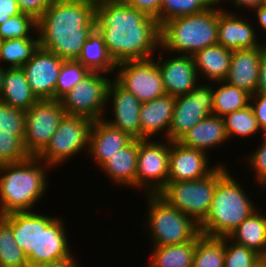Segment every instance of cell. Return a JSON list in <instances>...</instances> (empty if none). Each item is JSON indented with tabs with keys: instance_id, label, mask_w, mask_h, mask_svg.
<instances>
[{
	"instance_id": "cell-1",
	"label": "cell",
	"mask_w": 266,
	"mask_h": 267,
	"mask_svg": "<svg viewBox=\"0 0 266 267\" xmlns=\"http://www.w3.org/2000/svg\"><path fill=\"white\" fill-rule=\"evenodd\" d=\"M96 29L116 64L152 59L160 48V26L156 19L122 0L95 5Z\"/></svg>"
},
{
	"instance_id": "cell-2",
	"label": "cell",
	"mask_w": 266,
	"mask_h": 267,
	"mask_svg": "<svg viewBox=\"0 0 266 267\" xmlns=\"http://www.w3.org/2000/svg\"><path fill=\"white\" fill-rule=\"evenodd\" d=\"M96 29L95 5L78 0H53L37 20L39 46L65 61L77 60L84 42Z\"/></svg>"
},
{
	"instance_id": "cell-3",
	"label": "cell",
	"mask_w": 266,
	"mask_h": 267,
	"mask_svg": "<svg viewBox=\"0 0 266 267\" xmlns=\"http://www.w3.org/2000/svg\"><path fill=\"white\" fill-rule=\"evenodd\" d=\"M48 168L51 167L33 156L22 162L0 165V216L32 211L48 189Z\"/></svg>"
},
{
	"instance_id": "cell-4",
	"label": "cell",
	"mask_w": 266,
	"mask_h": 267,
	"mask_svg": "<svg viewBox=\"0 0 266 267\" xmlns=\"http://www.w3.org/2000/svg\"><path fill=\"white\" fill-rule=\"evenodd\" d=\"M224 9L214 5L194 15L173 18L160 26V49L193 56L205 47L218 44V14Z\"/></svg>"
},
{
	"instance_id": "cell-5",
	"label": "cell",
	"mask_w": 266,
	"mask_h": 267,
	"mask_svg": "<svg viewBox=\"0 0 266 267\" xmlns=\"http://www.w3.org/2000/svg\"><path fill=\"white\" fill-rule=\"evenodd\" d=\"M228 171L216 184L208 214L199 224L200 233L228 237L246 218L259 209Z\"/></svg>"
},
{
	"instance_id": "cell-6",
	"label": "cell",
	"mask_w": 266,
	"mask_h": 267,
	"mask_svg": "<svg viewBox=\"0 0 266 267\" xmlns=\"http://www.w3.org/2000/svg\"><path fill=\"white\" fill-rule=\"evenodd\" d=\"M146 225L152 246L176 245L192 241L199 233V225L179 209L169 205L158 194H146Z\"/></svg>"
},
{
	"instance_id": "cell-7",
	"label": "cell",
	"mask_w": 266,
	"mask_h": 267,
	"mask_svg": "<svg viewBox=\"0 0 266 267\" xmlns=\"http://www.w3.org/2000/svg\"><path fill=\"white\" fill-rule=\"evenodd\" d=\"M218 164L217 168L204 178L167 181L158 195L199 225L209 212L217 182L229 171L225 165Z\"/></svg>"
},
{
	"instance_id": "cell-8",
	"label": "cell",
	"mask_w": 266,
	"mask_h": 267,
	"mask_svg": "<svg viewBox=\"0 0 266 267\" xmlns=\"http://www.w3.org/2000/svg\"><path fill=\"white\" fill-rule=\"evenodd\" d=\"M93 122L86 117L65 114L49 144L37 157L55 168L82 150H88Z\"/></svg>"
},
{
	"instance_id": "cell-9",
	"label": "cell",
	"mask_w": 266,
	"mask_h": 267,
	"mask_svg": "<svg viewBox=\"0 0 266 267\" xmlns=\"http://www.w3.org/2000/svg\"><path fill=\"white\" fill-rule=\"evenodd\" d=\"M101 72H89L71 91L59 100L67 115L82 116L93 121L101 120L107 105L110 79Z\"/></svg>"
},
{
	"instance_id": "cell-10",
	"label": "cell",
	"mask_w": 266,
	"mask_h": 267,
	"mask_svg": "<svg viewBox=\"0 0 266 267\" xmlns=\"http://www.w3.org/2000/svg\"><path fill=\"white\" fill-rule=\"evenodd\" d=\"M164 141L138 140L136 188L145 195L158 194L167 184L171 141Z\"/></svg>"
},
{
	"instance_id": "cell-11",
	"label": "cell",
	"mask_w": 266,
	"mask_h": 267,
	"mask_svg": "<svg viewBox=\"0 0 266 267\" xmlns=\"http://www.w3.org/2000/svg\"><path fill=\"white\" fill-rule=\"evenodd\" d=\"M114 80L141 103L164 96L162 75L156 58L117 64Z\"/></svg>"
},
{
	"instance_id": "cell-12",
	"label": "cell",
	"mask_w": 266,
	"mask_h": 267,
	"mask_svg": "<svg viewBox=\"0 0 266 267\" xmlns=\"http://www.w3.org/2000/svg\"><path fill=\"white\" fill-rule=\"evenodd\" d=\"M65 111L60 100H38L26 111L24 145L30 156L37 157L49 144Z\"/></svg>"
},
{
	"instance_id": "cell-13",
	"label": "cell",
	"mask_w": 266,
	"mask_h": 267,
	"mask_svg": "<svg viewBox=\"0 0 266 267\" xmlns=\"http://www.w3.org/2000/svg\"><path fill=\"white\" fill-rule=\"evenodd\" d=\"M213 115V86L197 84L189 94L175 97L168 140L178 142L191 128Z\"/></svg>"
},
{
	"instance_id": "cell-14",
	"label": "cell",
	"mask_w": 266,
	"mask_h": 267,
	"mask_svg": "<svg viewBox=\"0 0 266 267\" xmlns=\"http://www.w3.org/2000/svg\"><path fill=\"white\" fill-rule=\"evenodd\" d=\"M62 218L50 217L38 213L37 253H30L26 258L29 267L42 263L56 262L75 258L70 252L69 240Z\"/></svg>"
},
{
	"instance_id": "cell-15",
	"label": "cell",
	"mask_w": 266,
	"mask_h": 267,
	"mask_svg": "<svg viewBox=\"0 0 266 267\" xmlns=\"http://www.w3.org/2000/svg\"><path fill=\"white\" fill-rule=\"evenodd\" d=\"M64 61L39 46L32 58L21 67L38 100H55L57 79Z\"/></svg>"
},
{
	"instance_id": "cell-16",
	"label": "cell",
	"mask_w": 266,
	"mask_h": 267,
	"mask_svg": "<svg viewBox=\"0 0 266 267\" xmlns=\"http://www.w3.org/2000/svg\"><path fill=\"white\" fill-rule=\"evenodd\" d=\"M106 102H112L114 119H108V121L104 117L103 120L131 138L141 140L140 107L142 103L139 99L112 79L108 85Z\"/></svg>"
},
{
	"instance_id": "cell-17",
	"label": "cell",
	"mask_w": 266,
	"mask_h": 267,
	"mask_svg": "<svg viewBox=\"0 0 266 267\" xmlns=\"http://www.w3.org/2000/svg\"><path fill=\"white\" fill-rule=\"evenodd\" d=\"M209 157L204 151L188 148L179 142L170 143L167 181L198 180L211 174L218 165L209 167Z\"/></svg>"
},
{
	"instance_id": "cell-18",
	"label": "cell",
	"mask_w": 266,
	"mask_h": 267,
	"mask_svg": "<svg viewBox=\"0 0 266 267\" xmlns=\"http://www.w3.org/2000/svg\"><path fill=\"white\" fill-rule=\"evenodd\" d=\"M156 61L166 94L174 97L187 95L197 85L199 77L192 56L179 54L164 60L159 54Z\"/></svg>"
},
{
	"instance_id": "cell-19",
	"label": "cell",
	"mask_w": 266,
	"mask_h": 267,
	"mask_svg": "<svg viewBox=\"0 0 266 267\" xmlns=\"http://www.w3.org/2000/svg\"><path fill=\"white\" fill-rule=\"evenodd\" d=\"M225 10L222 9L218 14L219 45L230 50L253 49L264 45L257 38L256 29L251 23L241 18L240 14Z\"/></svg>"
},
{
	"instance_id": "cell-20",
	"label": "cell",
	"mask_w": 266,
	"mask_h": 267,
	"mask_svg": "<svg viewBox=\"0 0 266 267\" xmlns=\"http://www.w3.org/2000/svg\"><path fill=\"white\" fill-rule=\"evenodd\" d=\"M265 50L266 43L262 47L253 49L232 50L229 73L225 81L254 95L259 78L261 56Z\"/></svg>"
},
{
	"instance_id": "cell-21",
	"label": "cell",
	"mask_w": 266,
	"mask_h": 267,
	"mask_svg": "<svg viewBox=\"0 0 266 267\" xmlns=\"http://www.w3.org/2000/svg\"><path fill=\"white\" fill-rule=\"evenodd\" d=\"M174 107L175 97L169 94L143 102L140 107L141 140L156 137L160 132L164 134L163 139H168Z\"/></svg>"
},
{
	"instance_id": "cell-22",
	"label": "cell",
	"mask_w": 266,
	"mask_h": 267,
	"mask_svg": "<svg viewBox=\"0 0 266 267\" xmlns=\"http://www.w3.org/2000/svg\"><path fill=\"white\" fill-rule=\"evenodd\" d=\"M133 138L123 131L113 128L103 119L93 122L88 152L100 167L109 157L118 150L127 146Z\"/></svg>"
},
{
	"instance_id": "cell-23",
	"label": "cell",
	"mask_w": 266,
	"mask_h": 267,
	"mask_svg": "<svg viewBox=\"0 0 266 267\" xmlns=\"http://www.w3.org/2000/svg\"><path fill=\"white\" fill-rule=\"evenodd\" d=\"M138 140L133 139L127 146L115 152L99 168L117 185L136 188Z\"/></svg>"
},
{
	"instance_id": "cell-24",
	"label": "cell",
	"mask_w": 266,
	"mask_h": 267,
	"mask_svg": "<svg viewBox=\"0 0 266 267\" xmlns=\"http://www.w3.org/2000/svg\"><path fill=\"white\" fill-rule=\"evenodd\" d=\"M227 140L223 118L210 115L199 121L178 142L185 147L208 153L209 148L219 147Z\"/></svg>"
},
{
	"instance_id": "cell-25",
	"label": "cell",
	"mask_w": 266,
	"mask_h": 267,
	"mask_svg": "<svg viewBox=\"0 0 266 267\" xmlns=\"http://www.w3.org/2000/svg\"><path fill=\"white\" fill-rule=\"evenodd\" d=\"M231 55L232 50L219 44L196 52L192 57L198 77L204 76L214 85L216 82L225 81L229 73Z\"/></svg>"
},
{
	"instance_id": "cell-26",
	"label": "cell",
	"mask_w": 266,
	"mask_h": 267,
	"mask_svg": "<svg viewBox=\"0 0 266 267\" xmlns=\"http://www.w3.org/2000/svg\"><path fill=\"white\" fill-rule=\"evenodd\" d=\"M0 100L10 107L24 111L38 101L22 68H4Z\"/></svg>"
},
{
	"instance_id": "cell-27",
	"label": "cell",
	"mask_w": 266,
	"mask_h": 267,
	"mask_svg": "<svg viewBox=\"0 0 266 267\" xmlns=\"http://www.w3.org/2000/svg\"><path fill=\"white\" fill-rule=\"evenodd\" d=\"M228 237L266 260V214L263 212L255 210Z\"/></svg>"
},
{
	"instance_id": "cell-28",
	"label": "cell",
	"mask_w": 266,
	"mask_h": 267,
	"mask_svg": "<svg viewBox=\"0 0 266 267\" xmlns=\"http://www.w3.org/2000/svg\"><path fill=\"white\" fill-rule=\"evenodd\" d=\"M90 72L111 73L117 64L109 55L103 36L97 29L84 42L81 53L76 60Z\"/></svg>"
},
{
	"instance_id": "cell-29",
	"label": "cell",
	"mask_w": 266,
	"mask_h": 267,
	"mask_svg": "<svg viewBox=\"0 0 266 267\" xmlns=\"http://www.w3.org/2000/svg\"><path fill=\"white\" fill-rule=\"evenodd\" d=\"M12 226L13 237L27 257L37 253L38 212L24 211L4 215Z\"/></svg>"
},
{
	"instance_id": "cell-30",
	"label": "cell",
	"mask_w": 266,
	"mask_h": 267,
	"mask_svg": "<svg viewBox=\"0 0 266 267\" xmlns=\"http://www.w3.org/2000/svg\"><path fill=\"white\" fill-rule=\"evenodd\" d=\"M197 236L189 242L168 245L153 246L149 267H192Z\"/></svg>"
},
{
	"instance_id": "cell-31",
	"label": "cell",
	"mask_w": 266,
	"mask_h": 267,
	"mask_svg": "<svg viewBox=\"0 0 266 267\" xmlns=\"http://www.w3.org/2000/svg\"><path fill=\"white\" fill-rule=\"evenodd\" d=\"M217 85V88L213 87V115L224 117L250 104L251 95L243 89L230 85L226 81H219Z\"/></svg>"
},
{
	"instance_id": "cell-32",
	"label": "cell",
	"mask_w": 266,
	"mask_h": 267,
	"mask_svg": "<svg viewBox=\"0 0 266 267\" xmlns=\"http://www.w3.org/2000/svg\"><path fill=\"white\" fill-rule=\"evenodd\" d=\"M224 258V237L197 235L192 267H224Z\"/></svg>"
},
{
	"instance_id": "cell-33",
	"label": "cell",
	"mask_w": 266,
	"mask_h": 267,
	"mask_svg": "<svg viewBox=\"0 0 266 267\" xmlns=\"http://www.w3.org/2000/svg\"><path fill=\"white\" fill-rule=\"evenodd\" d=\"M39 47V38H15L1 41L0 61L8 63V68H21Z\"/></svg>"
},
{
	"instance_id": "cell-34",
	"label": "cell",
	"mask_w": 266,
	"mask_h": 267,
	"mask_svg": "<svg viewBox=\"0 0 266 267\" xmlns=\"http://www.w3.org/2000/svg\"><path fill=\"white\" fill-rule=\"evenodd\" d=\"M0 267H29L23 250L13 237L12 226L0 216Z\"/></svg>"
},
{
	"instance_id": "cell-35",
	"label": "cell",
	"mask_w": 266,
	"mask_h": 267,
	"mask_svg": "<svg viewBox=\"0 0 266 267\" xmlns=\"http://www.w3.org/2000/svg\"><path fill=\"white\" fill-rule=\"evenodd\" d=\"M222 118L228 141L235 136L250 137L258 131L262 132L250 104L238 111L230 112Z\"/></svg>"
},
{
	"instance_id": "cell-36",
	"label": "cell",
	"mask_w": 266,
	"mask_h": 267,
	"mask_svg": "<svg viewBox=\"0 0 266 267\" xmlns=\"http://www.w3.org/2000/svg\"><path fill=\"white\" fill-rule=\"evenodd\" d=\"M218 4V0H162L160 26L173 18L199 14Z\"/></svg>"
},
{
	"instance_id": "cell-37",
	"label": "cell",
	"mask_w": 266,
	"mask_h": 267,
	"mask_svg": "<svg viewBox=\"0 0 266 267\" xmlns=\"http://www.w3.org/2000/svg\"><path fill=\"white\" fill-rule=\"evenodd\" d=\"M224 248V267H262L266 263L256 251L232 241L229 237H224Z\"/></svg>"
},
{
	"instance_id": "cell-38",
	"label": "cell",
	"mask_w": 266,
	"mask_h": 267,
	"mask_svg": "<svg viewBox=\"0 0 266 267\" xmlns=\"http://www.w3.org/2000/svg\"><path fill=\"white\" fill-rule=\"evenodd\" d=\"M37 31V20L26 13L20 12L11 16L5 22L0 24V41L15 38H35L30 34L31 31Z\"/></svg>"
},
{
	"instance_id": "cell-39",
	"label": "cell",
	"mask_w": 266,
	"mask_h": 267,
	"mask_svg": "<svg viewBox=\"0 0 266 267\" xmlns=\"http://www.w3.org/2000/svg\"><path fill=\"white\" fill-rule=\"evenodd\" d=\"M90 71L76 60L64 61L55 88V99L59 100L71 91Z\"/></svg>"
},
{
	"instance_id": "cell-40",
	"label": "cell",
	"mask_w": 266,
	"mask_h": 267,
	"mask_svg": "<svg viewBox=\"0 0 266 267\" xmlns=\"http://www.w3.org/2000/svg\"><path fill=\"white\" fill-rule=\"evenodd\" d=\"M30 157L24 145V136L0 130V165L22 162Z\"/></svg>"
},
{
	"instance_id": "cell-41",
	"label": "cell",
	"mask_w": 266,
	"mask_h": 267,
	"mask_svg": "<svg viewBox=\"0 0 266 267\" xmlns=\"http://www.w3.org/2000/svg\"><path fill=\"white\" fill-rule=\"evenodd\" d=\"M26 111L10 107L0 100V130L24 136Z\"/></svg>"
},
{
	"instance_id": "cell-42",
	"label": "cell",
	"mask_w": 266,
	"mask_h": 267,
	"mask_svg": "<svg viewBox=\"0 0 266 267\" xmlns=\"http://www.w3.org/2000/svg\"><path fill=\"white\" fill-rule=\"evenodd\" d=\"M262 139V145H259L253 153L250 152L251 154L249 153L245 159L250 169L255 170L256 182L264 189L266 187V133L263 134Z\"/></svg>"
},
{
	"instance_id": "cell-43",
	"label": "cell",
	"mask_w": 266,
	"mask_h": 267,
	"mask_svg": "<svg viewBox=\"0 0 266 267\" xmlns=\"http://www.w3.org/2000/svg\"><path fill=\"white\" fill-rule=\"evenodd\" d=\"M125 4L133 7L145 15L157 20L160 26V7L162 0H122Z\"/></svg>"
},
{
	"instance_id": "cell-44",
	"label": "cell",
	"mask_w": 266,
	"mask_h": 267,
	"mask_svg": "<svg viewBox=\"0 0 266 267\" xmlns=\"http://www.w3.org/2000/svg\"><path fill=\"white\" fill-rule=\"evenodd\" d=\"M250 106L258 121L262 134L266 133V94L256 92L250 96Z\"/></svg>"
},
{
	"instance_id": "cell-45",
	"label": "cell",
	"mask_w": 266,
	"mask_h": 267,
	"mask_svg": "<svg viewBox=\"0 0 266 267\" xmlns=\"http://www.w3.org/2000/svg\"><path fill=\"white\" fill-rule=\"evenodd\" d=\"M17 2L20 12L31 15L38 20L53 0H17Z\"/></svg>"
},
{
	"instance_id": "cell-46",
	"label": "cell",
	"mask_w": 266,
	"mask_h": 267,
	"mask_svg": "<svg viewBox=\"0 0 266 267\" xmlns=\"http://www.w3.org/2000/svg\"><path fill=\"white\" fill-rule=\"evenodd\" d=\"M19 13L17 0H0V24Z\"/></svg>"
},
{
	"instance_id": "cell-47",
	"label": "cell",
	"mask_w": 266,
	"mask_h": 267,
	"mask_svg": "<svg viewBox=\"0 0 266 267\" xmlns=\"http://www.w3.org/2000/svg\"><path fill=\"white\" fill-rule=\"evenodd\" d=\"M256 92L266 94V50L262 53Z\"/></svg>"
},
{
	"instance_id": "cell-48",
	"label": "cell",
	"mask_w": 266,
	"mask_h": 267,
	"mask_svg": "<svg viewBox=\"0 0 266 267\" xmlns=\"http://www.w3.org/2000/svg\"><path fill=\"white\" fill-rule=\"evenodd\" d=\"M225 0H218L219 3H222ZM228 1V0H227ZM236 8L240 9L241 7H245V9L255 10L262 6L264 0H232Z\"/></svg>"
},
{
	"instance_id": "cell-49",
	"label": "cell",
	"mask_w": 266,
	"mask_h": 267,
	"mask_svg": "<svg viewBox=\"0 0 266 267\" xmlns=\"http://www.w3.org/2000/svg\"><path fill=\"white\" fill-rule=\"evenodd\" d=\"M76 260V258H68L56 262L42 263L34 267H73L77 263Z\"/></svg>"
},
{
	"instance_id": "cell-50",
	"label": "cell",
	"mask_w": 266,
	"mask_h": 267,
	"mask_svg": "<svg viewBox=\"0 0 266 267\" xmlns=\"http://www.w3.org/2000/svg\"><path fill=\"white\" fill-rule=\"evenodd\" d=\"M255 15L257 17V23L260 26V28L266 32V7L261 6L259 8H256L255 10Z\"/></svg>"
},
{
	"instance_id": "cell-51",
	"label": "cell",
	"mask_w": 266,
	"mask_h": 267,
	"mask_svg": "<svg viewBox=\"0 0 266 267\" xmlns=\"http://www.w3.org/2000/svg\"><path fill=\"white\" fill-rule=\"evenodd\" d=\"M4 66H0V95H1V92H2V78H3V75H4Z\"/></svg>"
},
{
	"instance_id": "cell-52",
	"label": "cell",
	"mask_w": 266,
	"mask_h": 267,
	"mask_svg": "<svg viewBox=\"0 0 266 267\" xmlns=\"http://www.w3.org/2000/svg\"><path fill=\"white\" fill-rule=\"evenodd\" d=\"M78 1H86V2H89V3H92L94 5H98L106 0H78Z\"/></svg>"
},
{
	"instance_id": "cell-53",
	"label": "cell",
	"mask_w": 266,
	"mask_h": 267,
	"mask_svg": "<svg viewBox=\"0 0 266 267\" xmlns=\"http://www.w3.org/2000/svg\"><path fill=\"white\" fill-rule=\"evenodd\" d=\"M262 6L266 7V0L263 1Z\"/></svg>"
},
{
	"instance_id": "cell-54",
	"label": "cell",
	"mask_w": 266,
	"mask_h": 267,
	"mask_svg": "<svg viewBox=\"0 0 266 267\" xmlns=\"http://www.w3.org/2000/svg\"><path fill=\"white\" fill-rule=\"evenodd\" d=\"M78 264H79V263L77 262L73 267H80Z\"/></svg>"
}]
</instances>
